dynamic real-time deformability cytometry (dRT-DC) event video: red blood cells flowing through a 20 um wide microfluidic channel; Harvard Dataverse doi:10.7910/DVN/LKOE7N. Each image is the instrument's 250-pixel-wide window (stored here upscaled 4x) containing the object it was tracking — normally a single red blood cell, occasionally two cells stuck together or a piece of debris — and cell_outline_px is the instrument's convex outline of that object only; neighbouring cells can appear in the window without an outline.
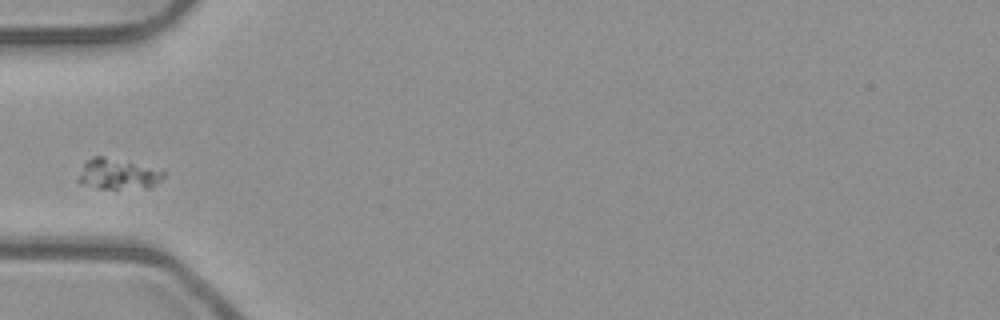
{"species": "common noctule bat (a hibernating species)", "species_latin": "Nyctalus noctula", "temperature_condition": "room temperature", "stored_images_in_passage": 37, "camera_frame_rate_fps": 3000, "um_per_image_px": 0.085, "animal": {"sex": "male", "body_mass_g": 23.1, "forearm_length_mm": 52.7}, "frame": {"image": 1, "passage_image": 1, "time_ms": 0.0, "image_size_px": [1000, 320], "cell_outline_px": [[168, 172], [152, 188], [100, 188], [80, 184], [76, 180], [84, 164], [92, 156], [104, 156], [164, 168]], "centroid_in_image_um": [10.11, 14.77], "position_along_channel_um": 74.9, "area_um2": 15.72}}
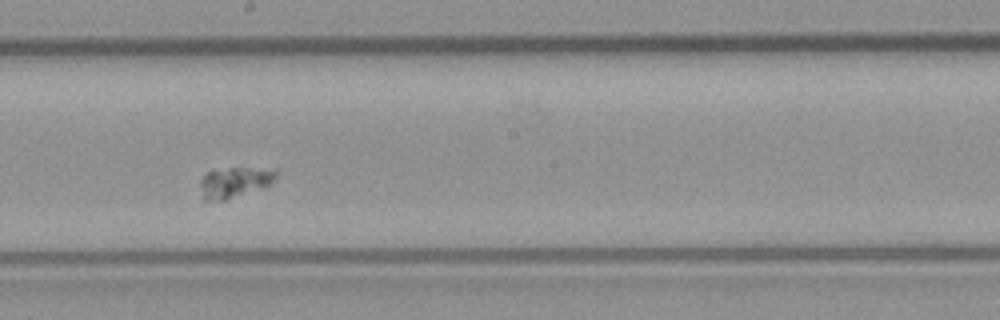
{"frame": {"image": 2, "passage_image": 13, "time_ms": 4.0, "image_size_px": [1000, 320], "cell_outline_px": [[276, 176], [268, 188], [224, 200], [204, 200], [200, 184], [200, 180], [208, 172], [228, 168], [276, 168]], "centroid_in_image_um": [20.02, 15.5], "position_along_channel_um": 228.2, "area_um2": 13.64}}
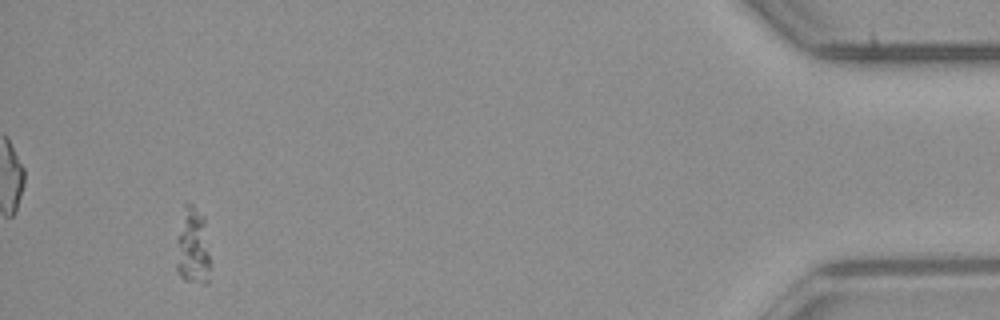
{"frame": {"image": 3, "passage_image": 34, "time_ms": 11.0, "image_size_px": [1000, 320], "cell_outline_px": [[212, 264], [208, 284], [204, 284], [184, 280], [176, 272], [176, 240], [184, 204], [192, 204], [204, 216]], "centroid_in_image_um": [16.41, 21.01], "position_along_channel_um": 418.8, "area_um2": 16.13}}